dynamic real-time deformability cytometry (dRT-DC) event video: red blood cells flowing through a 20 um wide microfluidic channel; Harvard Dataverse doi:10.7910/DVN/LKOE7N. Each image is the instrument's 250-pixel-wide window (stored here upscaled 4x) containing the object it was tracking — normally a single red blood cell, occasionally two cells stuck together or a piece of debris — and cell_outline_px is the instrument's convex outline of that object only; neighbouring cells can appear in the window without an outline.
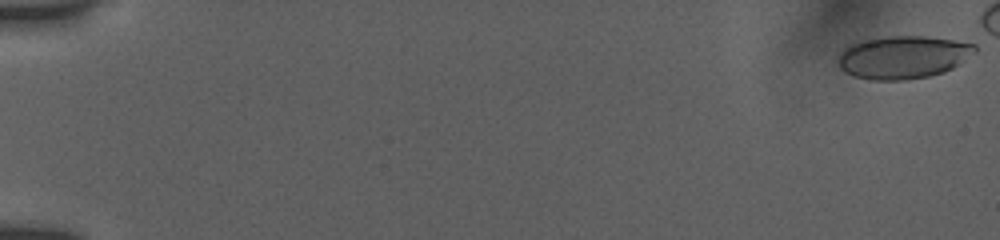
{"species": "human", "species_latin": "Homo sapiens", "temperature_condition": "room temperature", "stored_images_in_passage": 41, "camera_frame_rate_fps": 3000, "um_per_image_px": 0.085, "donor": {"sex": "female"}, "frame": {"image": 1, "passage_image": 1, "time_ms": 0.0, "image_size_px": [1000, 240], "cell_outline_px": [[976, 52], [952, 68], [944, 72], [928, 76], [904, 80], [872, 80], [852, 76], [844, 72], [836, 64], [840, 52], [848, 44], [864, 40], [888, 36], [924, 36], [976, 40]], "centroid_in_image_um": [76.81, 4.83], "position_along_channel_um": 8.2, "area_um2": 34.97}}